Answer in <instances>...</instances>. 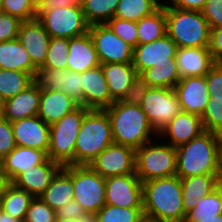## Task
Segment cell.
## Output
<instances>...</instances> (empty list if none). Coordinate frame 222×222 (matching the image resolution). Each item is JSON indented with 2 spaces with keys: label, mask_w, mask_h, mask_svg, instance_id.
Wrapping results in <instances>:
<instances>
[{
  "label": "cell",
  "mask_w": 222,
  "mask_h": 222,
  "mask_svg": "<svg viewBox=\"0 0 222 222\" xmlns=\"http://www.w3.org/2000/svg\"><path fill=\"white\" fill-rule=\"evenodd\" d=\"M21 23L19 18L0 12V42L16 39Z\"/></svg>",
  "instance_id": "cell-45"
},
{
  "label": "cell",
  "mask_w": 222,
  "mask_h": 222,
  "mask_svg": "<svg viewBox=\"0 0 222 222\" xmlns=\"http://www.w3.org/2000/svg\"><path fill=\"white\" fill-rule=\"evenodd\" d=\"M35 81L42 90H59L82 106L81 73L62 68H39Z\"/></svg>",
  "instance_id": "cell-15"
},
{
  "label": "cell",
  "mask_w": 222,
  "mask_h": 222,
  "mask_svg": "<svg viewBox=\"0 0 222 222\" xmlns=\"http://www.w3.org/2000/svg\"><path fill=\"white\" fill-rule=\"evenodd\" d=\"M222 214V192L219 187L208 196L201 198L195 208L186 214L185 219L217 218Z\"/></svg>",
  "instance_id": "cell-37"
},
{
  "label": "cell",
  "mask_w": 222,
  "mask_h": 222,
  "mask_svg": "<svg viewBox=\"0 0 222 222\" xmlns=\"http://www.w3.org/2000/svg\"><path fill=\"white\" fill-rule=\"evenodd\" d=\"M78 106L75 100L62 91L41 89L37 116L46 124L52 125Z\"/></svg>",
  "instance_id": "cell-25"
},
{
  "label": "cell",
  "mask_w": 222,
  "mask_h": 222,
  "mask_svg": "<svg viewBox=\"0 0 222 222\" xmlns=\"http://www.w3.org/2000/svg\"><path fill=\"white\" fill-rule=\"evenodd\" d=\"M113 142L110 118L105 110H89L75 143L74 165H89Z\"/></svg>",
  "instance_id": "cell-4"
},
{
  "label": "cell",
  "mask_w": 222,
  "mask_h": 222,
  "mask_svg": "<svg viewBox=\"0 0 222 222\" xmlns=\"http://www.w3.org/2000/svg\"><path fill=\"white\" fill-rule=\"evenodd\" d=\"M176 176L188 178L222 174V136L204 131L188 143L176 147Z\"/></svg>",
  "instance_id": "cell-1"
},
{
  "label": "cell",
  "mask_w": 222,
  "mask_h": 222,
  "mask_svg": "<svg viewBox=\"0 0 222 222\" xmlns=\"http://www.w3.org/2000/svg\"><path fill=\"white\" fill-rule=\"evenodd\" d=\"M55 212L73 200V165L63 166L39 196Z\"/></svg>",
  "instance_id": "cell-27"
},
{
  "label": "cell",
  "mask_w": 222,
  "mask_h": 222,
  "mask_svg": "<svg viewBox=\"0 0 222 222\" xmlns=\"http://www.w3.org/2000/svg\"><path fill=\"white\" fill-rule=\"evenodd\" d=\"M3 110H4V100L0 96V117H2Z\"/></svg>",
  "instance_id": "cell-57"
},
{
  "label": "cell",
  "mask_w": 222,
  "mask_h": 222,
  "mask_svg": "<svg viewBox=\"0 0 222 222\" xmlns=\"http://www.w3.org/2000/svg\"><path fill=\"white\" fill-rule=\"evenodd\" d=\"M144 217L153 222H185L181 178L176 175L142 182Z\"/></svg>",
  "instance_id": "cell-2"
},
{
  "label": "cell",
  "mask_w": 222,
  "mask_h": 222,
  "mask_svg": "<svg viewBox=\"0 0 222 222\" xmlns=\"http://www.w3.org/2000/svg\"><path fill=\"white\" fill-rule=\"evenodd\" d=\"M140 76L150 87L174 88L180 81L176 58L169 62L156 63L155 66L143 71Z\"/></svg>",
  "instance_id": "cell-31"
},
{
  "label": "cell",
  "mask_w": 222,
  "mask_h": 222,
  "mask_svg": "<svg viewBox=\"0 0 222 222\" xmlns=\"http://www.w3.org/2000/svg\"><path fill=\"white\" fill-rule=\"evenodd\" d=\"M0 69L30 73L34 77L38 72V68L17 38L0 42Z\"/></svg>",
  "instance_id": "cell-30"
},
{
  "label": "cell",
  "mask_w": 222,
  "mask_h": 222,
  "mask_svg": "<svg viewBox=\"0 0 222 222\" xmlns=\"http://www.w3.org/2000/svg\"><path fill=\"white\" fill-rule=\"evenodd\" d=\"M175 58L180 78L205 76L215 64L209 47L178 48Z\"/></svg>",
  "instance_id": "cell-22"
},
{
  "label": "cell",
  "mask_w": 222,
  "mask_h": 222,
  "mask_svg": "<svg viewBox=\"0 0 222 222\" xmlns=\"http://www.w3.org/2000/svg\"><path fill=\"white\" fill-rule=\"evenodd\" d=\"M201 119L204 131L222 136V97L210 96Z\"/></svg>",
  "instance_id": "cell-40"
},
{
  "label": "cell",
  "mask_w": 222,
  "mask_h": 222,
  "mask_svg": "<svg viewBox=\"0 0 222 222\" xmlns=\"http://www.w3.org/2000/svg\"><path fill=\"white\" fill-rule=\"evenodd\" d=\"M0 222H22L20 219L10 216L8 213L0 209Z\"/></svg>",
  "instance_id": "cell-55"
},
{
  "label": "cell",
  "mask_w": 222,
  "mask_h": 222,
  "mask_svg": "<svg viewBox=\"0 0 222 222\" xmlns=\"http://www.w3.org/2000/svg\"><path fill=\"white\" fill-rule=\"evenodd\" d=\"M166 34V14L162 0V5L156 11L137 21L138 44L155 41Z\"/></svg>",
  "instance_id": "cell-32"
},
{
  "label": "cell",
  "mask_w": 222,
  "mask_h": 222,
  "mask_svg": "<svg viewBox=\"0 0 222 222\" xmlns=\"http://www.w3.org/2000/svg\"><path fill=\"white\" fill-rule=\"evenodd\" d=\"M98 222H140L143 208H125L106 204L96 214Z\"/></svg>",
  "instance_id": "cell-38"
},
{
  "label": "cell",
  "mask_w": 222,
  "mask_h": 222,
  "mask_svg": "<svg viewBox=\"0 0 222 222\" xmlns=\"http://www.w3.org/2000/svg\"><path fill=\"white\" fill-rule=\"evenodd\" d=\"M55 222H98L95 214H86L81 218H63L57 217Z\"/></svg>",
  "instance_id": "cell-53"
},
{
  "label": "cell",
  "mask_w": 222,
  "mask_h": 222,
  "mask_svg": "<svg viewBox=\"0 0 222 222\" xmlns=\"http://www.w3.org/2000/svg\"><path fill=\"white\" fill-rule=\"evenodd\" d=\"M16 143L9 120L0 117V161L5 158L14 148Z\"/></svg>",
  "instance_id": "cell-46"
},
{
  "label": "cell",
  "mask_w": 222,
  "mask_h": 222,
  "mask_svg": "<svg viewBox=\"0 0 222 222\" xmlns=\"http://www.w3.org/2000/svg\"><path fill=\"white\" fill-rule=\"evenodd\" d=\"M101 64L132 63L134 48L119 38L106 24H94L89 27Z\"/></svg>",
  "instance_id": "cell-11"
},
{
  "label": "cell",
  "mask_w": 222,
  "mask_h": 222,
  "mask_svg": "<svg viewBox=\"0 0 222 222\" xmlns=\"http://www.w3.org/2000/svg\"><path fill=\"white\" fill-rule=\"evenodd\" d=\"M67 70L83 73L101 65L90 33L69 39Z\"/></svg>",
  "instance_id": "cell-26"
},
{
  "label": "cell",
  "mask_w": 222,
  "mask_h": 222,
  "mask_svg": "<svg viewBox=\"0 0 222 222\" xmlns=\"http://www.w3.org/2000/svg\"><path fill=\"white\" fill-rule=\"evenodd\" d=\"M33 198L27 191L19 189L10 183L1 198L0 209L23 222Z\"/></svg>",
  "instance_id": "cell-33"
},
{
  "label": "cell",
  "mask_w": 222,
  "mask_h": 222,
  "mask_svg": "<svg viewBox=\"0 0 222 222\" xmlns=\"http://www.w3.org/2000/svg\"><path fill=\"white\" fill-rule=\"evenodd\" d=\"M106 204L125 208H143L142 182L136 174L105 179Z\"/></svg>",
  "instance_id": "cell-13"
},
{
  "label": "cell",
  "mask_w": 222,
  "mask_h": 222,
  "mask_svg": "<svg viewBox=\"0 0 222 222\" xmlns=\"http://www.w3.org/2000/svg\"><path fill=\"white\" fill-rule=\"evenodd\" d=\"M68 53V38H51L45 62L40 68H62L67 70Z\"/></svg>",
  "instance_id": "cell-39"
},
{
  "label": "cell",
  "mask_w": 222,
  "mask_h": 222,
  "mask_svg": "<svg viewBox=\"0 0 222 222\" xmlns=\"http://www.w3.org/2000/svg\"><path fill=\"white\" fill-rule=\"evenodd\" d=\"M218 187L221 189L222 192V176L219 179Z\"/></svg>",
  "instance_id": "cell-58"
},
{
  "label": "cell",
  "mask_w": 222,
  "mask_h": 222,
  "mask_svg": "<svg viewBox=\"0 0 222 222\" xmlns=\"http://www.w3.org/2000/svg\"><path fill=\"white\" fill-rule=\"evenodd\" d=\"M176 43L166 34L152 42L137 44L133 52V66L138 75L156 65V63L169 62L176 57Z\"/></svg>",
  "instance_id": "cell-17"
},
{
  "label": "cell",
  "mask_w": 222,
  "mask_h": 222,
  "mask_svg": "<svg viewBox=\"0 0 222 222\" xmlns=\"http://www.w3.org/2000/svg\"><path fill=\"white\" fill-rule=\"evenodd\" d=\"M106 25L123 41L135 48L138 44L137 22L119 18L110 19Z\"/></svg>",
  "instance_id": "cell-42"
},
{
  "label": "cell",
  "mask_w": 222,
  "mask_h": 222,
  "mask_svg": "<svg viewBox=\"0 0 222 222\" xmlns=\"http://www.w3.org/2000/svg\"><path fill=\"white\" fill-rule=\"evenodd\" d=\"M222 174H205L181 179L182 203L185 214L195 208L198 201L218 187Z\"/></svg>",
  "instance_id": "cell-28"
},
{
  "label": "cell",
  "mask_w": 222,
  "mask_h": 222,
  "mask_svg": "<svg viewBox=\"0 0 222 222\" xmlns=\"http://www.w3.org/2000/svg\"><path fill=\"white\" fill-rule=\"evenodd\" d=\"M173 89L182 111L202 116L210 98L205 76L181 78Z\"/></svg>",
  "instance_id": "cell-18"
},
{
  "label": "cell",
  "mask_w": 222,
  "mask_h": 222,
  "mask_svg": "<svg viewBox=\"0 0 222 222\" xmlns=\"http://www.w3.org/2000/svg\"><path fill=\"white\" fill-rule=\"evenodd\" d=\"M201 13L210 29L222 27V0H207Z\"/></svg>",
  "instance_id": "cell-47"
},
{
  "label": "cell",
  "mask_w": 222,
  "mask_h": 222,
  "mask_svg": "<svg viewBox=\"0 0 222 222\" xmlns=\"http://www.w3.org/2000/svg\"><path fill=\"white\" fill-rule=\"evenodd\" d=\"M56 212L51 209L40 197H34L29 204L23 222H55Z\"/></svg>",
  "instance_id": "cell-43"
},
{
  "label": "cell",
  "mask_w": 222,
  "mask_h": 222,
  "mask_svg": "<svg viewBox=\"0 0 222 222\" xmlns=\"http://www.w3.org/2000/svg\"><path fill=\"white\" fill-rule=\"evenodd\" d=\"M41 88L34 81L15 97L4 101L2 117L10 122L38 115Z\"/></svg>",
  "instance_id": "cell-23"
},
{
  "label": "cell",
  "mask_w": 222,
  "mask_h": 222,
  "mask_svg": "<svg viewBox=\"0 0 222 222\" xmlns=\"http://www.w3.org/2000/svg\"><path fill=\"white\" fill-rule=\"evenodd\" d=\"M48 159L44 151L16 146L0 161V172L12 182L20 173L32 166L44 163Z\"/></svg>",
  "instance_id": "cell-24"
},
{
  "label": "cell",
  "mask_w": 222,
  "mask_h": 222,
  "mask_svg": "<svg viewBox=\"0 0 222 222\" xmlns=\"http://www.w3.org/2000/svg\"><path fill=\"white\" fill-rule=\"evenodd\" d=\"M73 199L88 214H96L106 205L105 178L89 165H73Z\"/></svg>",
  "instance_id": "cell-8"
},
{
  "label": "cell",
  "mask_w": 222,
  "mask_h": 222,
  "mask_svg": "<svg viewBox=\"0 0 222 222\" xmlns=\"http://www.w3.org/2000/svg\"><path fill=\"white\" fill-rule=\"evenodd\" d=\"M120 0H80L82 11L87 23L106 24L114 18L116 7Z\"/></svg>",
  "instance_id": "cell-36"
},
{
  "label": "cell",
  "mask_w": 222,
  "mask_h": 222,
  "mask_svg": "<svg viewBox=\"0 0 222 222\" xmlns=\"http://www.w3.org/2000/svg\"><path fill=\"white\" fill-rule=\"evenodd\" d=\"M140 222H153L151 219H147V218H144L142 221Z\"/></svg>",
  "instance_id": "cell-59"
},
{
  "label": "cell",
  "mask_w": 222,
  "mask_h": 222,
  "mask_svg": "<svg viewBox=\"0 0 222 222\" xmlns=\"http://www.w3.org/2000/svg\"><path fill=\"white\" fill-rule=\"evenodd\" d=\"M136 150L112 143L89 166L102 177L109 178L135 173Z\"/></svg>",
  "instance_id": "cell-12"
},
{
  "label": "cell",
  "mask_w": 222,
  "mask_h": 222,
  "mask_svg": "<svg viewBox=\"0 0 222 222\" xmlns=\"http://www.w3.org/2000/svg\"><path fill=\"white\" fill-rule=\"evenodd\" d=\"M81 86L82 106L89 110H105L115 102L101 65L81 73Z\"/></svg>",
  "instance_id": "cell-14"
},
{
  "label": "cell",
  "mask_w": 222,
  "mask_h": 222,
  "mask_svg": "<svg viewBox=\"0 0 222 222\" xmlns=\"http://www.w3.org/2000/svg\"><path fill=\"white\" fill-rule=\"evenodd\" d=\"M209 51L214 63H222V27L210 29Z\"/></svg>",
  "instance_id": "cell-49"
},
{
  "label": "cell",
  "mask_w": 222,
  "mask_h": 222,
  "mask_svg": "<svg viewBox=\"0 0 222 222\" xmlns=\"http://www.w3.org/2000/svg\"><path fill=\"white\" fill-rule=\"evenodd\" d=\"M158 140L162 141L157 137L136 149L135 173L141 182L176 175V148Z\"/></svg>",
  "instance_id": "cell-6"
},
{
  "label": "cell",
  "mask_w": 222,
  "mask_h": 222,
  "mask_svg": "<svg viewBox=\"0 0 222 222\" xmlns=\"http://www.w3.org/2000/svg\"><path fill=\"white\" fill-rule=\"evenodd\" d=\"M1 10L21 21L37 18V4L34 0H2Z\"/></svg>",
  "instance_id": "cell-41"
},
{
  "label": "cell",
  "mask_w": 222,
  "mask_h": 222,
  "mask_svg": "<svg viewBox=\"0 0 222 222\" xmlns=\"http://www.w3.org/2000/svg\"><path fill=\"white\" fill-rule=\"evenodd\" d=\"M165 2L166 32L177 47H209L210 27L201 11L169 7Z\"/></svg>",
  "instance_id": "cell-5"
},
{
  "label": "cell",
  "mask_w": 222,
  "mask_h": 222,
  "mask_svg": "<svg viewBox=\"0 0 222 222\" xmlns=\"http://www.w3.org/2000/svg\"><path fill=\"white\" fill-rule=\"evenodd\" d=\"M61 168L59 163L48 158L44 163L32 166L29 170L20 173L11 183L33 197H39Z\"/></svg>",
  "instance_id": "cell-21"
},
{
  "label": "cell",
  "mask_w": 222,
  "mask_h": 222,
  "mask_svg": "<svg viewBox=\"0 0 222 222\" xmlns=\"http://www.w3.org/2000/svg\"><path fill=\"white\" fill-rule=\"evenodd\" d=\"M51 38H72L89 32L81 6L54 8L37 18Z\"/></svg>",
  "instance_id": "cell-9"
},
{
  "label": "cell",
  "mask_w": 222,
  "mask_h": 222,
  "mask_svg": "<svg viewBox=\"0 0 222 222\" xmlns=\"http://www.w3.org/2000/svg\"><path fill=\"white\" fill-rule=\"evenodd\" d=\"M185 222H222V214L217 215V218H208V219H185Z\"/></svg>",
  "instance_id": "cell-56"
},
{
  "label": "cell",
  "mask_w": 222,
  "mask_h": 222,
  "mask_svg": "<svg viewBox=\"0 0 222 222\" xmlns=\"http://www.w3.org/2000/svg\"><path fill=\"white\" fill-rule=\"evenodd\" d=\"M108 90L114 101H119L130 89L138 73L132 63L101 64Z\"/></svg>",
  "instance_id": "cell-29"
},
{
  "label": "cell",
  "mask_w": 222,
  "mask_h": 222,
  "mask_svg": "<svg viewBox=\"0 0 222 222\" xmlns=\"http://www.w3.org/2000/svg\"><path fill=\"white\" fill-rule=\"evenodd\" d=\"M149 89L150 86L148 83L140 75H137V77L133 80L130 89L123 95L120 101L140 106Z\"/></svg>",
  "instance_id": "cell-44"
},
{
  "label": "cell",
  "mask_w": 222,
  "mask_h": 222,
  "mask_svg": "<svg viewBox=\"0 0 222 222\" xmlns=\"http://www.w3.org/2000/svg\"><path fill=\"white\" fill-rule=\"evenodd\" d=\"M81 6L80 0H41L37 3V18L44 12L54 8Z\"/></svg>",
  "instance_id": "cell-50"
},
{
  "label": "cell",
  "mask_w": 222,
  "mask_h": 222,
  "mask_svg": "<svg viewBox=\"0 0 222 222\" xmlns=\"http://www.w3.org/2000/svg\"><path fill=\"white\" fill-rule=\"evenodd\" d=\"M1 7H2V0H0V12H2Z\"/></svg>",
  "instance_id": "cell-60"
},
{
  "label": "cell",
  "mask_w": 222,
  "mask_h": 222,
  "mask_svg": "<svg viewBox=\"0 0 222 222\" xmlns=\"http://www.w3.org/2000/svg\"><path fill=\"white\" fill-rule=\"evenodd\" d=\"M205 78L209 96L222 97V63H215Z\"/></svg>",
  "instance_id": "cell-48"
},
{
  "label": "cell",
  "mask_w": 222,
  "mask_h": 222,
  "mask_svg": "<svg viewBox=\"0 0 222 222\" xmlns=\"http://www.w3.org/2000/svg\"><path fill=\"white\" fill-rule=\"evenodd\" d=\"M17 39L39 69L45 62L51 39L43 24L37 18L22 21Z\"/></svg>",
  "instance_id": "cell-19"
},
{
  "label": "cell",
  "mask_w": 222,
  "mask_h": 222,
  "mask_svg": "<svg viewBox=\"0 0 222 222\" xmlns=\"http://www.w3.org/2000/svg\"><path fill=\"white\" fill-rule=\"evenodd\" d=\"M9 179L0 172V201L1 198L4 196L6 188L10 185Z\"/></svg>",
  "instance_id": "cell-54"
},
{
  "label": "cell",
  "mask_w": 222,
  "mask_h": 222,
  "mask_svg": "<svg viewBox=\"0 0 222 222\" xmlns=\"http://www.w3.org/2000/svg\"><path fill=\"white\" fill-rule=\"evenodd\" d=\"M140 107L157 134L182 111L173 88L150 87Z\"/></svg>",
  "instance_id": "cell-10"
},
{
  "label": "cell",
  "mask_w": 222,
  "mask_h": 222,
  "mask_svg": "<svg viewBox=\"0 0 222 222\" xmlns=\"http://www.w3.org/2000/svg\"><path fill=\"white\" fill-rule=\"evenodd\" d=\"M89 109L79 105L56 123L50 125V144L47 156L62 167L74 165L75 143L80 126Z\"/></svg>",
  "instance_id": "cell-7"
},
{
  "label": "cell",
  "mask_w": 222,
  "mask_h": 222,
  "mask_svg": "<svg viewBox=\"0 0 222 222\" xmlns=\"http://www.w3.org/2000/svg\"><path fill=\"white\" fill-rule=\"evenodd\" d=\"M161 5V0H120L114 17L137 22L152 14Z\"/></svg>",
  "instance_id": "cell-34"
},
{
  "label": "cell",
  "mask_w": 222,
  "mask_h": 222,
  "mask_svg": "<svg viewBox=\"0 0 222 222\" xmlns=\"http://www.w3.org/2000/svg\"><path fill=\"white\" fill-rule=\"evenodd\" d=\"M105 111L110 118L112 138L115 144L129 146L136 150L145 143L157 139L158 134L140 106L119 100Z\"/></svg>",
  "instance_id": "cell-3"
},
{
  "label": "cell",
  "mask_w": 222,
  "mask_h": 222,
  "mask_svg": "<svg viewBox=\"0 0 222 222\" xmlns=\"http://www.w3.org/2000/svg\"><path fill=\"white\" fill-rule=\"evenodd\" d=\"M206 1L207 0H170V3L167 2L165 4L181 10L201 11Z\"/></svg>",
  "instance_id": "cell-52"
},
{
  "label": "cell",
  "mask_w": 222,
  "mask_h": 222,
  "mask_svg": "<svg viewBox=\"0 0 222 222\" xmlns=\"http://www.w3.org/2000/svg\"><path fill=\"white\" fill-rule=\"evenodd\" d=\"M35 81L30 73L0 69V96L4 101L15 97Z\"/></svg>",
  "instance_id": "cell-35"
},
{
  "label": "cell",
  "mask_w": 222,
  "mask_h": 222,
  "mask_svg": "<svg viewBox=\"0 0 222 222\" xmlns=\"http://www.w3.org/2000/svg\"><path fill=\"white\" fill-rule=\"evenodd\" d=\"M16 146L38 149L48 153L50 125L37 115L11 122Z\"/></svg>",
  "instance_id": "cell-16"
},
{
  "label": "cell",
  "mask_w": 222,
  "mask_h": 222,
  "mask_svg": "<svg viewBox=\"0 0 222 222\" xmlns=\"http://www.w3.org/2000/svg\"><path fill=\"white\" fill-rule=\"evenodd\" d=\"M202 132L204 128L201 117L181 111L158 133V138L169 139V142L165 140V143L176 148L188 143Z\"/></svg>",
  "instance_id": "cell-20"
},
{
  "label": "cell",
  "mask_w": 222,
  "mask_h": 222,
  "mask_svg": "<svg viewBox=\"0 0 222 222\" xmlns=\"http://www.w3.org/2000/svg\"><path fill=\"white\" fill-rule=\"evenodd\" d=\"M86 214L82 206L74 199L56 211L57 217L63 218H81Z\"/></svg>",
  "instance_id": "cell-51"
}]
</instances>
